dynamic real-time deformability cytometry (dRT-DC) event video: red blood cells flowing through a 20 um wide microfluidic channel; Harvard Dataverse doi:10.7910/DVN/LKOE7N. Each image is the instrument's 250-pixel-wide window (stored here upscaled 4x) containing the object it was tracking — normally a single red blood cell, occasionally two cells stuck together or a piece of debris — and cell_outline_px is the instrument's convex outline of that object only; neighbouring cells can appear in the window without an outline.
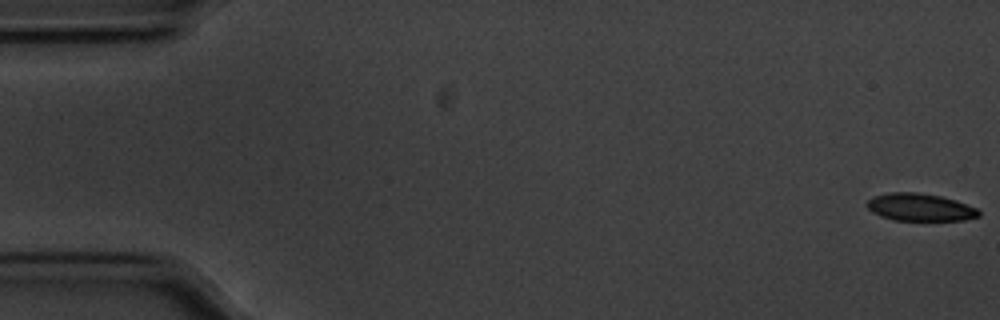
{"species": "common noctule bat (a hibernating species)", "species_latin": "Nyctalus noctula", "temperature_condition": "cold", "stored_images_in_passage": 56, "camera_frame_rate_fps": 3000, "um_per_image_px": 0.085, "animal": {"sex": "male", "body_mass_g": 20.1, "forearm_length_mm": 53.5}, "frame": {"image": 1, "passage_image": 1, "time_ms": 0.0, "image_size_px": [1000, 320], "cell_outline_px": [[980, 216], [964, 220], [892, 220], [880, 216], [872, 212], [868, 208], [868, 200], [872, 196], [892, 192], [916, 192], [940, 196], [956, 200], [976, 208], [980, 212]], "centroid_in_image_um": [78.19, 17.62], "position_along_channel_um": 6.8, "area_um2": 17.86}}
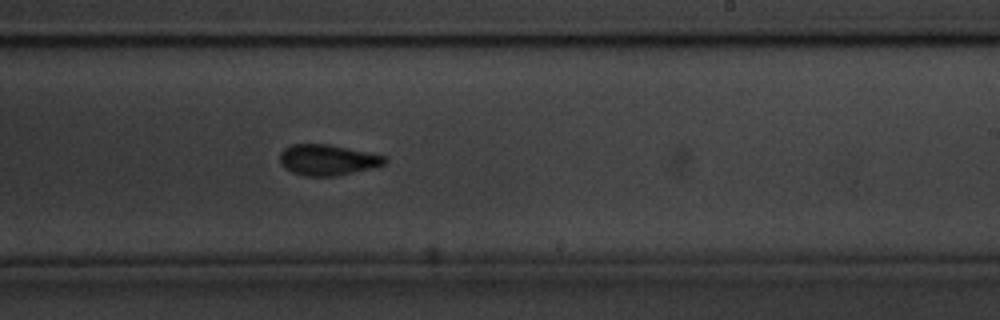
{"frame": {"image": 2, "passage_image": 34, "time_ms": 11.0, "image_size_px": [1000, 320], "cell_outline_px": [[388, 160], [384, 164], [336, 176], [304, 176], [292, 172], [280, 164], [280, 152], [284, 148], [292, 144], [328, 144], [384, 156]], "centroid_in_image_um": [27.77, 13.59], "position_along_channel_um": 261.2, "area_um2": 18.5}}
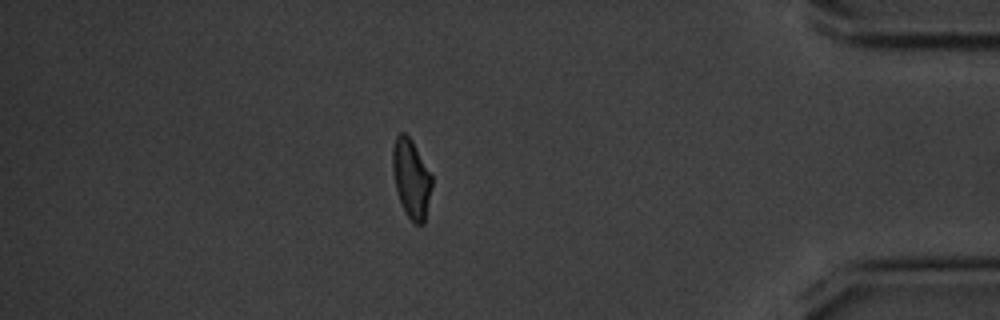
{"frame": {"image": 3, "passage_image": 49, "time_ms": 16.0, "image_size_px": [1000, 320], "cell_outline_px": [[432, 188], [424, 224], [416, 224], [408, 216], [400, 200], [396, 188], [392, 168], [392, 148], [396, 136], [400, 132], [404, 132], [412, 140], [432, 176]], "centroid_in_image_um": [34.96, 15.15], "position_along_channel_um": 400.2, "area_um2": 17.86}, "authors_computed_cell_mechanics": {"area_um2": 18.8428, "velocity_mm_per_s": 3.5625, "shape_relaxation_time_tau1_ms": 2.5777, "shape_relaxation_time_tau2_ms": 2.0526, "deformation_change_tau1": 0.1127, "deformation_change_tau2": 0.067}}